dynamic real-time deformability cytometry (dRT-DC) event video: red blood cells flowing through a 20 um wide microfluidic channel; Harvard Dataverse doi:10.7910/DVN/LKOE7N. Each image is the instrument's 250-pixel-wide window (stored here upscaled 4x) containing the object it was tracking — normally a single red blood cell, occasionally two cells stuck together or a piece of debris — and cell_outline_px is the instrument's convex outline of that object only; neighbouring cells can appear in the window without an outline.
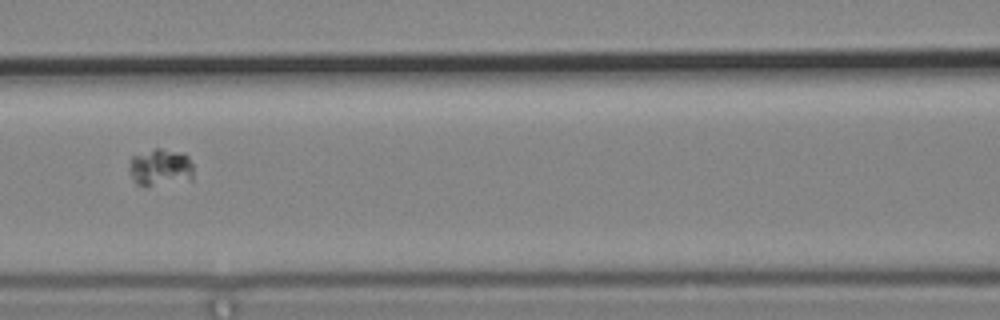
{"species": "common noctule bat (a hibernating species)", "species_latin": "Nyctalus noctula", "temperature_condition": "cold", "stored_images_in_passage": 3, "camera_frame_rate_fps": 3000, "um_per_image_px": 0.085, "animal": {"sex": "male", "body_mass_g": 19.2, "forearm_length_mm": 51.8}, "frame": {"image": 1, "passage_image": 3, "time_ms": 0.667, "image_size_px": [1000, 320], "cell_outline_px": [[192, 180], [152, 184], [136, 184], [128, 168], [132, 156], [156, 148], [160, 148], [184, 152], [188, 156], [192, 164]], "centroid_in_image_um": [13.65, 14.18], "position_along_channel_um": 152.9, "area_um2": 13.64}}